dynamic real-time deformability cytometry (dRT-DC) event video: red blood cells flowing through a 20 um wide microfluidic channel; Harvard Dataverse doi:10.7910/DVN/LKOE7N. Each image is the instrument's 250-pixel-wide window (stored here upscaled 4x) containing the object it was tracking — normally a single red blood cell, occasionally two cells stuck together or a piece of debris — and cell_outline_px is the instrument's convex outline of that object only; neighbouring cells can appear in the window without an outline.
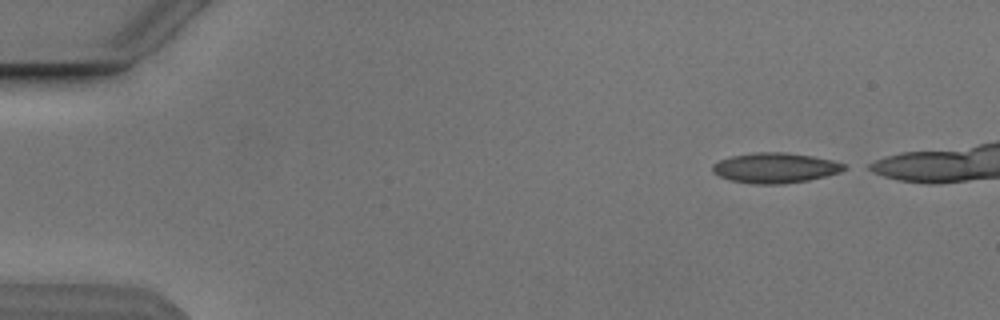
{"species": "Egyptian fruit bat (a non-hibernating species)", "species_latin": "Rousettus aegyptiacus", "temperature_condition": "cold", "stored_images_in_passage": 5, "camera_frame_rate_fps": 3000, "um_per_image_px": 0.085, "animal": {"sex": "male"}, "frame": {"image": 1, "passage_image": 1, "time_ms": 0.0, "image_size_px": [1000, 320], "cell_outline_px": [[844, 168], [840, 172], [808, 180], [784, 184], [756, 184], [728, 180], [712, 172], [712, 164], [720, 160], [732, 156], [756, 152], [784, 152], [812, 156], [832, 160], [844, 164]], "centroid_in_image_um": [65.84, 14.27], "position_along_channel_um": 19.2, "area_um2": 23.0}}
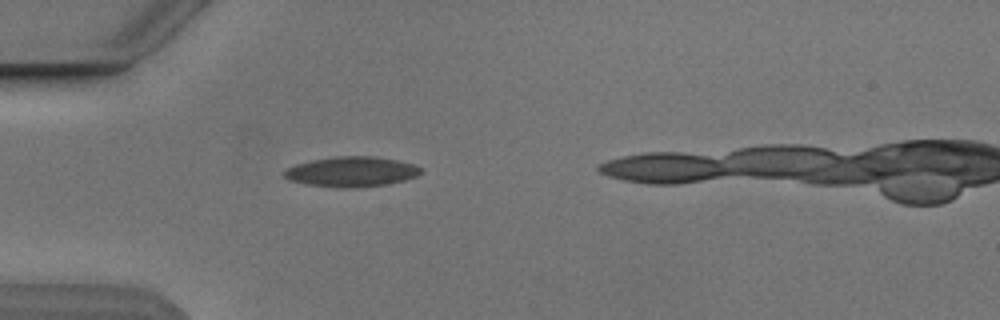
{"frame": {"image": 2, "passage_image": 4, "time_ms": 3.333, "image_size_px": [1000, 320], "cell_outline_px": [[424, 172], [416, 176], [404, 180], [388, 184], [356, 188], [344, 188], [308, 184], [288, 180], [280, 172], [284, 168], [296, 164], [312, 160], [336, 156], [376, 156], [416, 164]], "centroid_in_image_um": [29.87, 14.59], "position_along_channel_um": 55.1, "area_um2": 24.22}}